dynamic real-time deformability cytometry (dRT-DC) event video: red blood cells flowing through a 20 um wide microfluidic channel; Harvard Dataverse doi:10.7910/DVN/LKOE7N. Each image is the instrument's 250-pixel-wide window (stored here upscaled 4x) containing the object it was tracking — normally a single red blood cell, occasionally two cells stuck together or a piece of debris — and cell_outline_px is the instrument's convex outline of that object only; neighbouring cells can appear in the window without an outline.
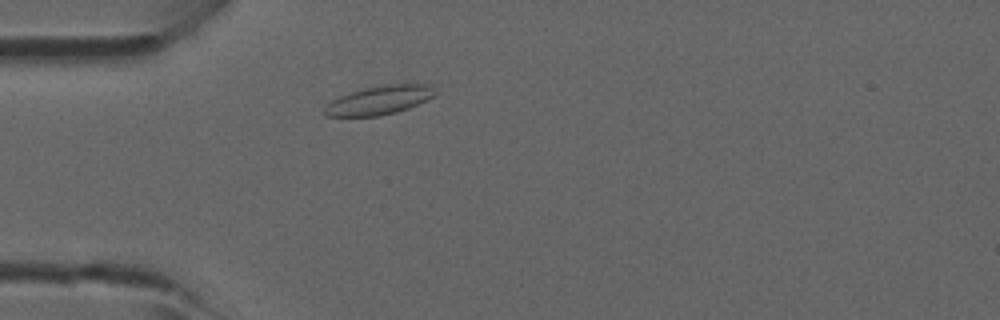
{"species": "common noctule bat (a hibernating species)", "species_latin": "Nyctalus noctula", "temperature_condition": "room temperature", "stored_images_in_passage": 40, "camera_frame_rate_fps": 3000, "um_per_image_px": 0.085, "animal": {"sex": "male", "forearm_length_mm": 52.5}, "frame": {"image": 1, "passage_image": 7, "time_ms": 2.0, "image_size_px": [1000, 320], "cell_outline_px": [[436, 96], [408, 108], [396, 112], [376, 116], [324, 116], [324, 108], [332, 100], [340, 96], [364, 88], [384, 84], [432, 84], [436, 92]], "centroid_in_image_um": [32.28, 8.5], "position_along_channel_um": 52.7, "area_um2": 18.5}}
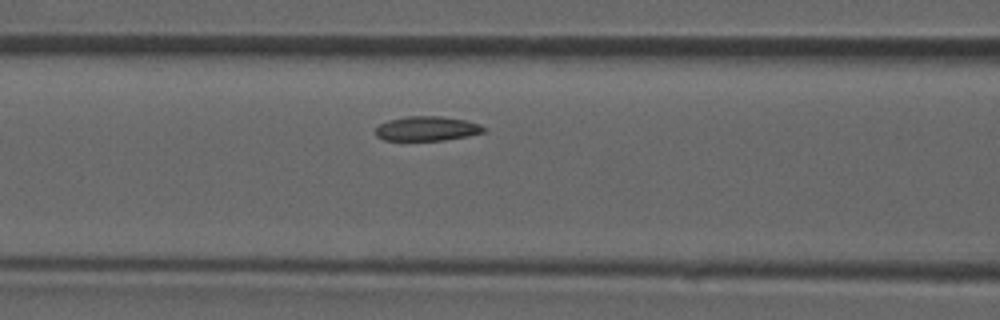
{"frame": {"image": 2, "passage_image": 13, "time_ms": 4.0, "image_size_px": [1000, 320], "cell_outline_px": [[488, 128], [484, 132], [468, 136], [444, 140], [384, 140], [376, 136], [376, 128], [380, 124], [388, 120], [404, 116], [440, 116], [464, 120], [480, 124]], "centroid_in_image_um": [36.3, 10.93], "position_along_channel_um": 130.3, "area_um2": 15.49}}
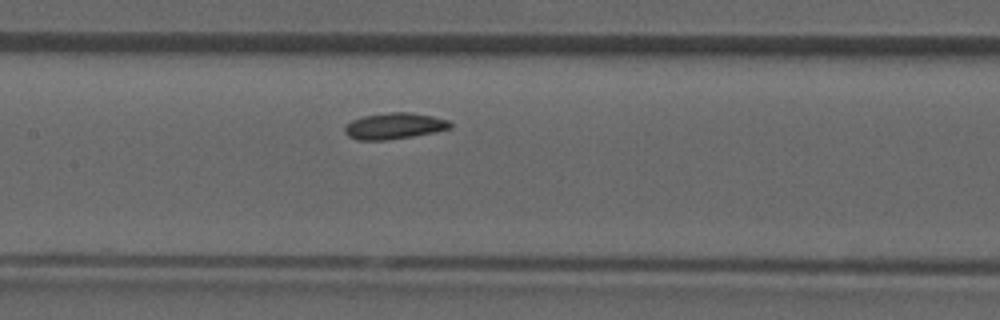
{"frame": {"image": 3, "passage_image": 16, "time_ms": 5.0, "image_size_px": [1000, 320], "cell_outline_px": [[452, 128], [436, 132], [412, 136], [384, 140], [356, 140], [348, 136], [344, 132], [344, 128], [352, 120], [364, 116], [388, 112], [412, 112], [432, 116], [448, 120], [452, 124]], "centroid_in_image_um": [33.53, 10.71], "position_along_channel_um": 173.9, "area_um2": 16.13}}